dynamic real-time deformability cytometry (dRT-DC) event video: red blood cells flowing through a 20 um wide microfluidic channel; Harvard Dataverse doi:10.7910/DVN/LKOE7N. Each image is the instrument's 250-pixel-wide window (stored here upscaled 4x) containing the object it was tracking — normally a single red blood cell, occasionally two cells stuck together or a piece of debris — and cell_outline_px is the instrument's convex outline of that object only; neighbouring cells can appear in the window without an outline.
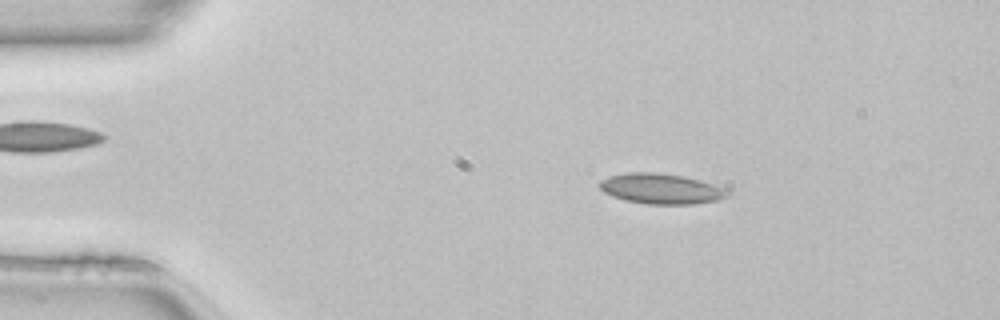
{"species": "common noctule bat (a hibernating species)", "species_latin": "Nyctalus noctula", "temperature_condition": "room temperature", "stored_images_in_passage": 49, "camera_frame_rate_fps": 3000, "um_per_image_px": 0.085, "animal": {"sex": "female", "body_mass_g": 22.7, "forearm_length_mm": 54.2}, "frame": {"image": 1, "passage_image": 8, "time_ms": 2.333, "image_size_px": [1000, 320], "cell_outline_px": [[732, 192], [728, 196], [716, 200], [692, 204], [648, 204], [624, 200], [612, 196], [604, 192], [596, 184], [600, 180], [608, 176], [628, 172], [656, 172], [684, 176], [728, 188]], "centroid_in_image_um": [56.18, 16.03], "position_along_channel_um": 28.8, "area_um2": 22.89}}
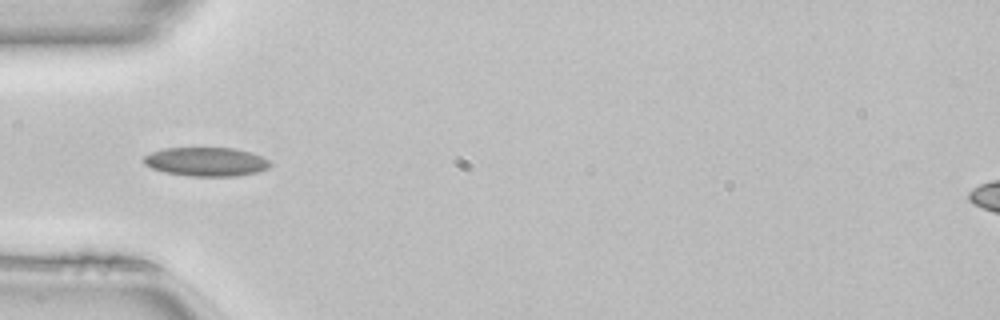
{"frame": {"image": 2, "passage_image": 15, "time_ms": 4.667, "image_size_px": [1000, 320], "cell_outline_px": [[272, 164], [268, 168], [256, 172], [236, 176], [192, 176], [164, 172], [152, 168], [144, 164], [144, 156], [152, 152], [164, 148], [236, 148], [252, 152], [268, 160]], "centroid_in_image_um": [17.53, 13.74], "position_along_channel_um": 67.5, "area_um2": 21.21}}
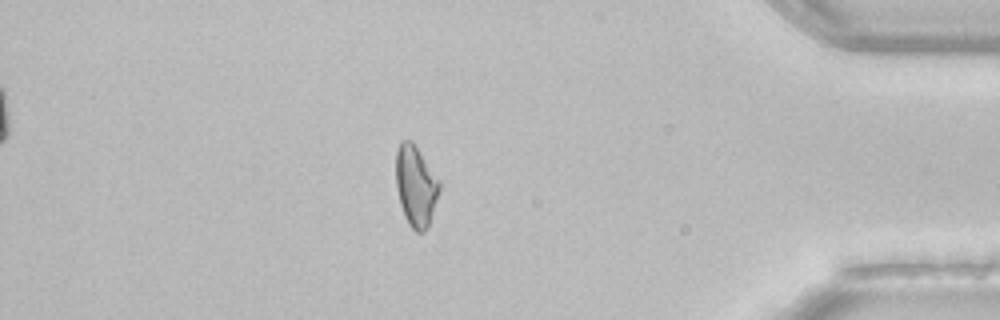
{"frame": {"image": 3, "passage_image": 42, "time_ms": 13.667, "image_size_px": [1000, 320], "cell_outline_px": [[440, 188], [428, 228], [424, 232], [416, 232], [408, 224], [404, 216], [400, 204], [396, 188], [396, 152], [400, 140], [412, 140], [416, 144], [440, 180]], "centroid_in_image_um": [35.34, 15.78], "position_along_channel_um": 399.9, "area_um2": 20.81}, "authors_computed_cell_mechanics": {"area_um2": 20.9814, "velocity_mm_per_s": 4.1317, "shape_relaxation_time_tau1_ms": 7.2705, "shape_relaxation_time_tau2_ms": 2.7332, "deformation_change_tau1": 0.1389, "deformation_change_tau2": 0.0895}}